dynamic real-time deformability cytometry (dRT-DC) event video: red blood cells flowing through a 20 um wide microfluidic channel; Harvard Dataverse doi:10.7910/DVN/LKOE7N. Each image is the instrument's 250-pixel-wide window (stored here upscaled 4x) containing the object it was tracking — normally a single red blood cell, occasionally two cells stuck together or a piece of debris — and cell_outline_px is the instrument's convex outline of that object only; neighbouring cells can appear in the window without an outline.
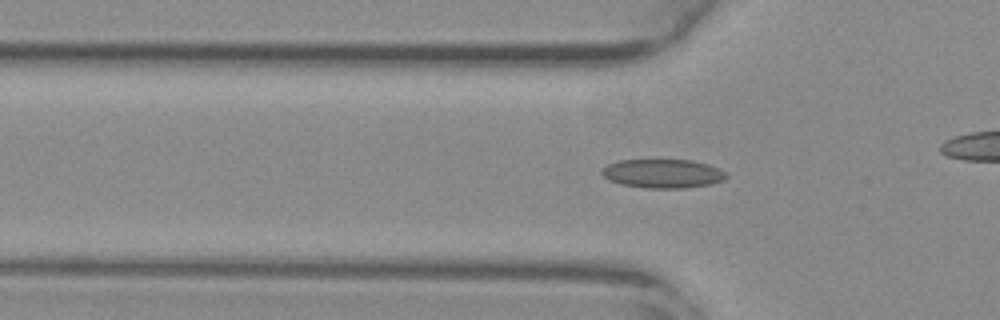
{"species": "common noctule bat (a hibernating species)", "species_latin": "Nyctalus noctula", "temperature_condition": "warm", "stored_images_in_passage": 30, "camera_frame_rate_fps": 3000, "um_per_image_px": 0.085, "animal": {"sex": "female", "body_mass_g": 29.2, "forearm_length_mm": 56.3}, "frame": {"image": 1, "passage_image": 4, "time_ms": 1.0, "image_size_px": [1000, 320], "cell_outline_px": [[728, 176], [724, 180], [708, 184], [684, 188], [648, 188], [620, 184], [608, 180], [600, 172], [600, 168], [608, 164], [620, 160], [692, 160], [708, 164], [720, 168]], "centroid_in_image_um": [56.31, 14.75], "position_along_channel_um": 69.5, "area_um2": 20.98}}
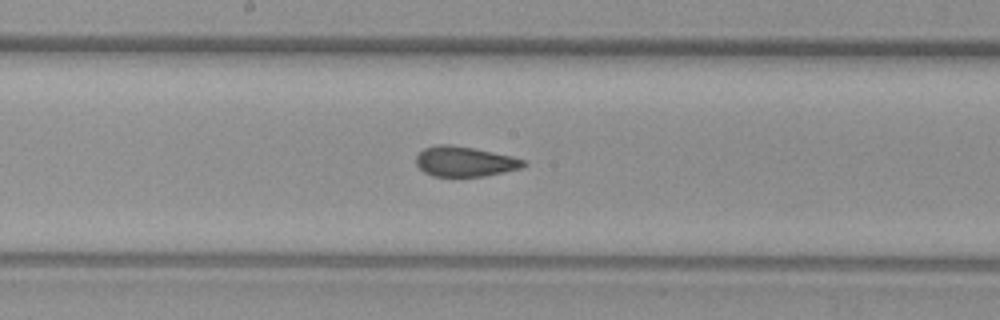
{"frame": {"image": 2, "passage_image": 15, "time_ms": 4.667, "image_size_px": [1000, 320], "cell_outline_px": [[528, 164], [520, 168], [504, 172], [484, 176], [432, 176], [424, 172], [416, 164], [416, 156], [424, 148], [436, 144], [448, 144], [472, 148], [512, 156], [524, 160]], "centroid_in_image_um": [39.49, 13.73], "position_along_channel_um": 208.7, "area_um2": 18.73}}
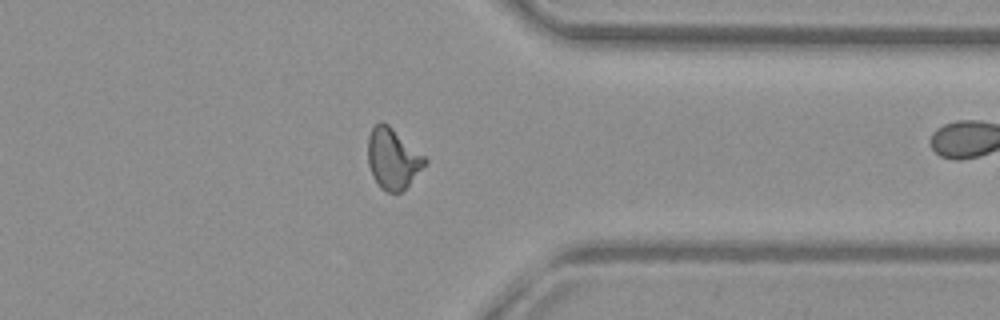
{"frame": {"image": 3, "passage_image": 29, "time_ms": 9.333, "image_size_px": [1000, 320], "cell_outline_px": [[428, 160], [408, 184], [400, 192], [388, 192], [380, 188], [372, 176], [368, 164], [368, 136], [372, 128], [380, 120], [388, 124], [424, 156]], "centroid_in_image_um": [33.34, 13.47], "position_along_channel_um": 378.1, "area_um2": 19.77}}